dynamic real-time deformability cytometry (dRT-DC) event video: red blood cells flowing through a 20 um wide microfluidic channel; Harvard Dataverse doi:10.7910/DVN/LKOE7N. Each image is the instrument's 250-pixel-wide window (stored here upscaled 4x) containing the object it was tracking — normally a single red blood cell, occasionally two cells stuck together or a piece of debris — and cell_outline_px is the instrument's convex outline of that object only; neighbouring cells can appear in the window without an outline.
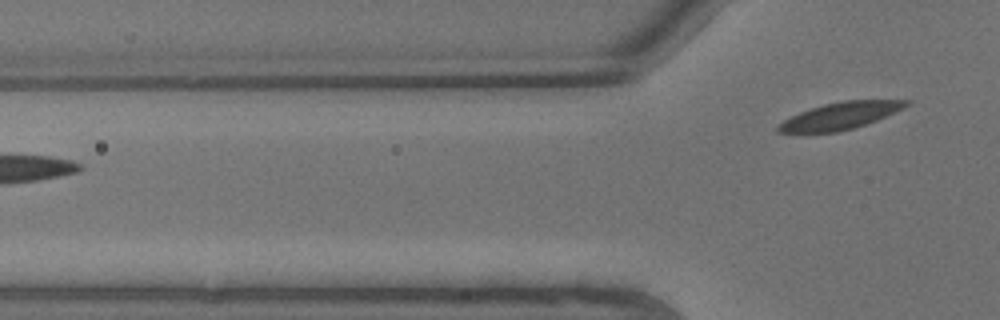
{"species": "common noctule bat (a hibernating species)", "species_latin": "Nyctalus noctula", "temperature_condition": "warm", "stored_images_in_passage": 3, "segment_of_instrument_passage": [2, 2], "camera_frame_rate_fps": 3000, "um_per_image_px": 0.085, "animal": {"sex": "male", "body_mass_g": 13.3}, "frame": {"image": 1, "passage_image": 3, "time_ms": 0.667, "image_size_px": [1000, 320], "cell_outline_px": [[912, 104], [904, 108], [876, 120], [852, 128], [836, 132], [776, 132], [776, 128], [784, 120], [800, 112], [824, 104], [844, 100], [912, 100]], "centroid_in_image_um": [71.47, 9.83], "position_along_channel_um": 54.3, "area_um2": 19.77}}